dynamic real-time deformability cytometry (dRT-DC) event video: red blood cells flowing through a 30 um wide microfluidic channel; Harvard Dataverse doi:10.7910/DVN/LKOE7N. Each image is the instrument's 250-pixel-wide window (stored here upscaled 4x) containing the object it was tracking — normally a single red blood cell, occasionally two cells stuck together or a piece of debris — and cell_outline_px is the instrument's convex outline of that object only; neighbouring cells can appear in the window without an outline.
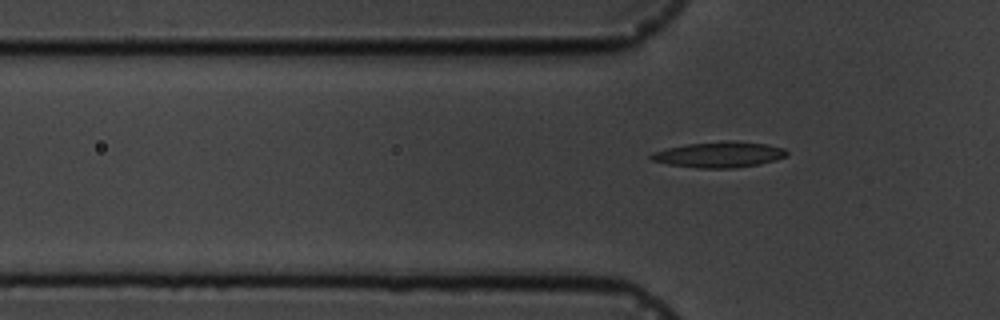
{"species": "common noctule bat (a hibernating species)", "species_latin": "Nyctalus noctula", "temperature_condition": "cold", "stored_images_in_passage": 8, "segment_of_instrument_passage": [2, 2], "camera_frame_rate_fps": 3000, "um_per_image_px": 0.085, "animal": {"sex": "male", "body_mass_g": 19.5, "forearm_length_mm": 54.6}, "frame": {"image": 1, "passage_image": 8, "time_ms": 8.0, "image_size_px": [1000, 320], "cell_outline_px": [[788, 152], [784, 156], [776, 160], [760, 164], [736, 168], [696, 168], [668, 164], [652, 160], [648, 156], [652, 152], [664, 148], [688, 144], [732, 140], [768, 144], [784, 148]], "centroid_in_image_um": [61.12, 13.14], "position_along_channel_um": 64.7, "area_um2": 20.46}}